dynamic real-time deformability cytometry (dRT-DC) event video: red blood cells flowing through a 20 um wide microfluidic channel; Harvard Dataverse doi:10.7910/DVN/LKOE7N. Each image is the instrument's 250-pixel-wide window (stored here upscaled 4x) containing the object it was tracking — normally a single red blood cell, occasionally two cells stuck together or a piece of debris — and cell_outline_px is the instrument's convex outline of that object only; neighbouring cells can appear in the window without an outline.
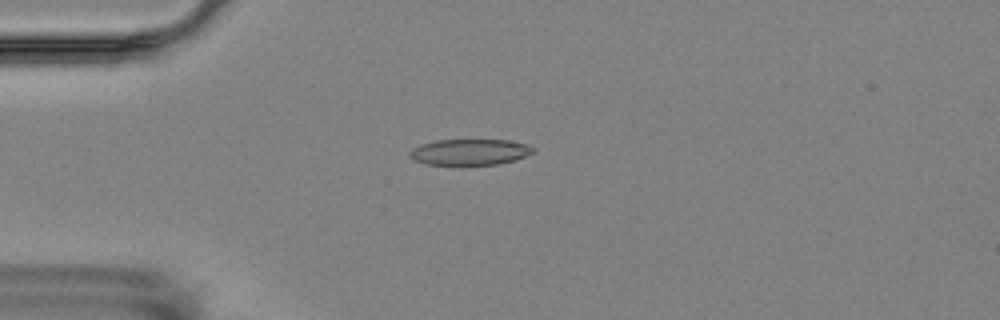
{"species": "Egyptian fruit bat (a non-hibernating species)", "species_latin": "Rousettus aegyptiacus", "temperature_condition": "room temperature", "stored_images_in_passage": 6, "camera_frame_rate_fps": 3000, "um_per_image_px": 0.085, "animal": {"sex": "female"}, "frame": {"image": 1, "passage_image": 1, "time_ms": 0.0, "image_size_px": [1000, 320], "cell_outline_px": [[536, 148], [532, 152], [524, 156], [512, 160], [496, 164], [424, 164], [408, 156], [408, 152], [412, 148], [420, 144], [436, 140], [508, 140], [528, 144]], "centroid_in_image_um": [39.89, 12.9], "position_along_channel_um": 45.1, "area_um2": 18.5}}
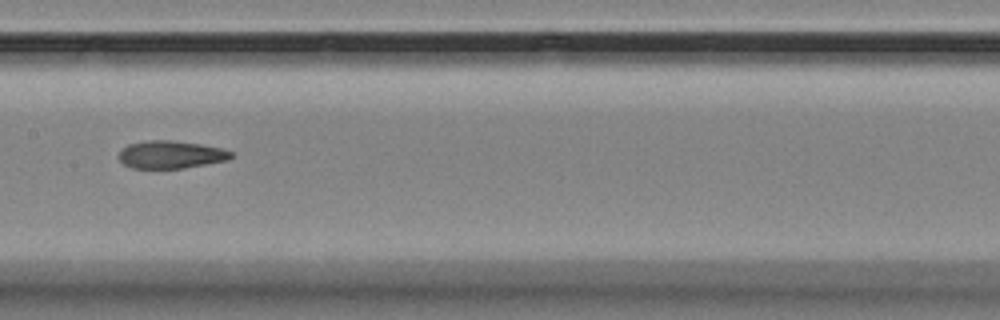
{"frame": {"image": 2, "passage_image": 5, "time_ms": 4.667, "image_size_px": [1000, 320], "cell_outline_px": [[236, 156], [228, 160], [184, 168], [132, 168], [124, 164], [120, 160], [120, 152], [128, 144], [148, 140], [172, 140], [200, 144], [220, 148], [236, 152]], "centroid_in_image_um": [14.59, 13.14], "position_along_channel_um": 192.8, "area_um2": 18.15}}
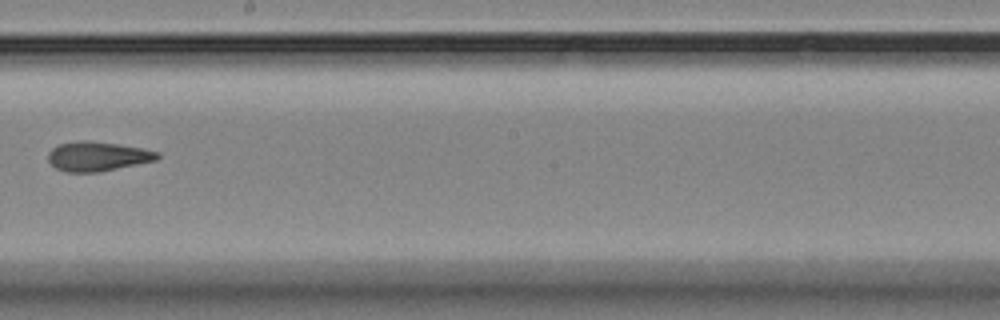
{"frame": {"image": 3, "passage_image": 6, "time_ms": 6.0, "image_size_px": [1000, 320], "cell_outline_px": [[160, 156], [156, 160], [100, 172], [64, 172], [56, 168], [48, 160], [48, 152], [52, 148], [60, 144], [80, 140], [88, 140], [144, 148], [160, 152]], "centroid_in_image_um": [8.29, 13.29], "position_along_channel_um": 239.9, "area_um2": 18.79}}